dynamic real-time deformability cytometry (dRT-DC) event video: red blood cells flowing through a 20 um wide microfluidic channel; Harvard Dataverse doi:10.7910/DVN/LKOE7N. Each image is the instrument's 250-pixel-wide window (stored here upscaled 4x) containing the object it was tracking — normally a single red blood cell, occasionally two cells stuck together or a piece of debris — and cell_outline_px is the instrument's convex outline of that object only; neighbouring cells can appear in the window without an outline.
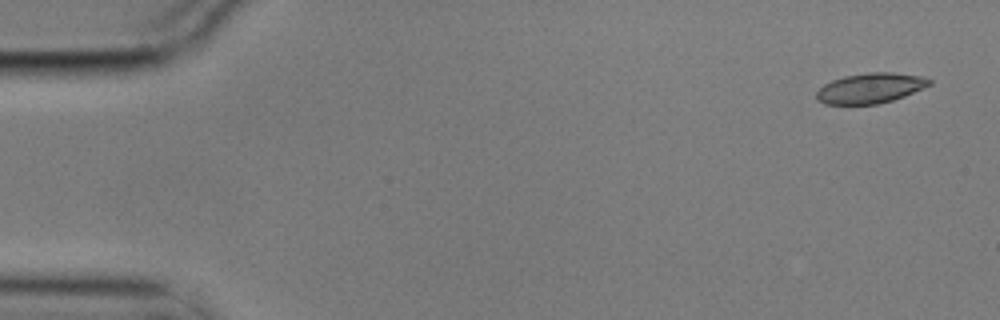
{"species": "common noctule bat (a hibernating species)", "species_latin": "Nyctalus noctula", "temperature_condition": "cold", "stored_images_in_passage": 4, "camera_frame_rate_fps": 3000, "um_per_image_px": 0.085, "animal": {"sex": "male", "body_mass_g": 17.9}, "frame": {"image": 1, "passage_image": 1, "time_ms": 0.0, "image_size_px": [1000, 320], "cell_outline_px": [[932, 84], [904, 96], [892, 100], [876, 104], [824, 104], [816, 100], [816, 92], [824, 84], [832, 80], [844, 76], [868, 72], [892, 72], [920, 76], [932, 80]], "centroid_in_image_um": [73.95, 7.49], "position_along_channel_um": 11.0, "area_um2": 19.83}}
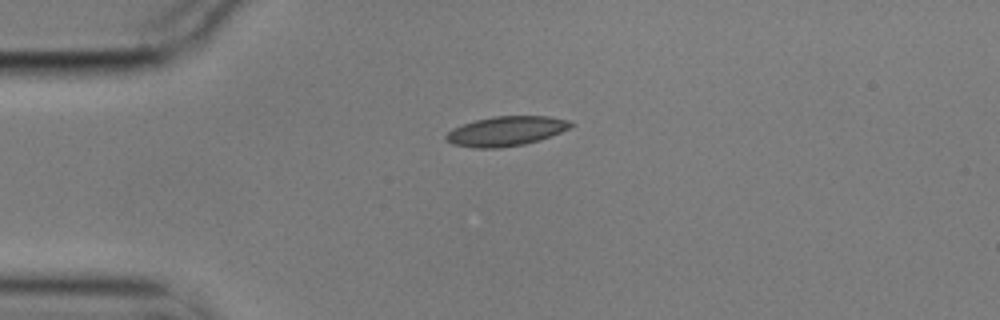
{"frame": {"image": 2, "passage_image": 4, "time_ms": 1.0, "image_size_px": [1000, 320], "cell_outline_px": [[576, 124], [560, 132], [540, 140], [524, 144], [500, 148], [476, 148], [452, 144], [444, 136], [452, 128], [476, 120], [492, 116], [548, 116], [568, 120]], "centroid_in_image_um": [43.02, 11.14], "position_along_channel_um": 42.0, "area_um2": 21.44}}